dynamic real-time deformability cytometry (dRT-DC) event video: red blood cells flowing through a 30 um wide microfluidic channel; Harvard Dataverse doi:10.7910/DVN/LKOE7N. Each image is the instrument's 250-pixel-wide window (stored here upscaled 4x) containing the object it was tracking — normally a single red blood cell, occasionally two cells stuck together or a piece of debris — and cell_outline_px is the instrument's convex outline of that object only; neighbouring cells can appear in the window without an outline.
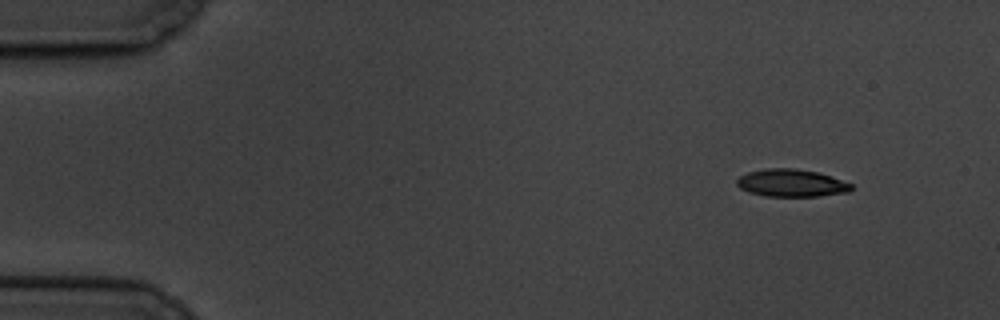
{"species": "common noctule bat (a hibernating species)", "species_latin": "Nyctalus noctula", "temperature_condition": "cold", "stored_images_in_passage": 9, "camera_frame_rate_fps": 3000, "um_per_image_px": 0.085, "animal": {"sex": "male", "body_mass_g": 19.5, "forearm_length_mm": 54.6}, "frame": {"image": 1, "passage_image": 1, "time_ms": 0.0, "image_size_px": [1000, 320], "cell_outline_px": [[852, 188], [848, 192], [820, 196], [764, 196], [748, 192], [740, 188], [736, 184], [736, 180], [740, 176], [748, 172], [764, 168], [796, 168], [816, 172], [832, 176], [852, 184]], "centroid_in_image_um": [67.25, 15.55], "position_along_channel_um": 17.8, "area_um2": 18.44}}
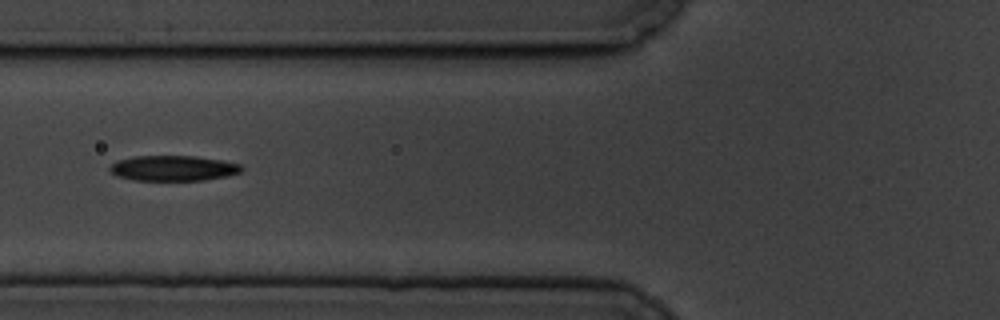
{"frame": {"image": 2, "passage_image": 6, "time_ms": 5.667, "image_size_px": [1000, 320], "cell_outline_px": [[244, 168], [240, 172], [228, 176], [204, 180], [136, 180], [116, 176], [108, 172], [108, 168], [116, 160], [136, 156], [196, 156], [220, 160], [240, 164]], "centroid_in_image_um": [14.69, 14.3], "position_along_channel_um": 111.1, "area_um2": 19.54}}
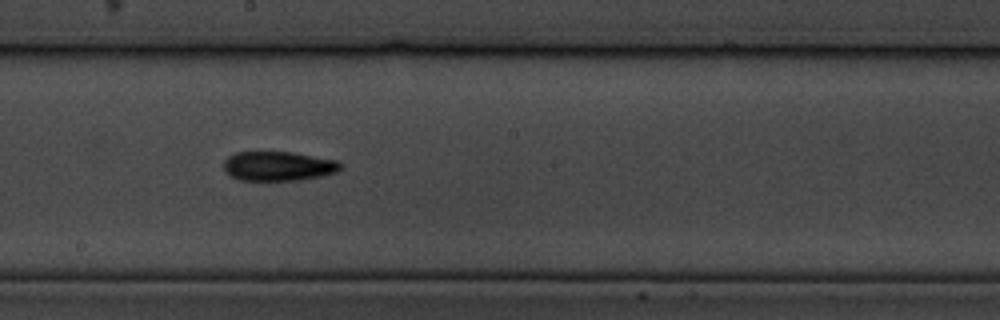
{"frame": {"image": 3, "passage_image": 9, "time_ms": 9.0, "image_size_px": [1000, 320], "cell_outline_px": [[344, 168], [336, 172], [320, 176], [300, 180], [240, 180], [224, 172], [224, 160], [228, 156], [236, 152], [292, 152], [336, 160], [344, 164]], "centroid_in_image_um": [23.67, 14.12], "position_along_channel_um": 224.5, "area_um2": 20.11}}